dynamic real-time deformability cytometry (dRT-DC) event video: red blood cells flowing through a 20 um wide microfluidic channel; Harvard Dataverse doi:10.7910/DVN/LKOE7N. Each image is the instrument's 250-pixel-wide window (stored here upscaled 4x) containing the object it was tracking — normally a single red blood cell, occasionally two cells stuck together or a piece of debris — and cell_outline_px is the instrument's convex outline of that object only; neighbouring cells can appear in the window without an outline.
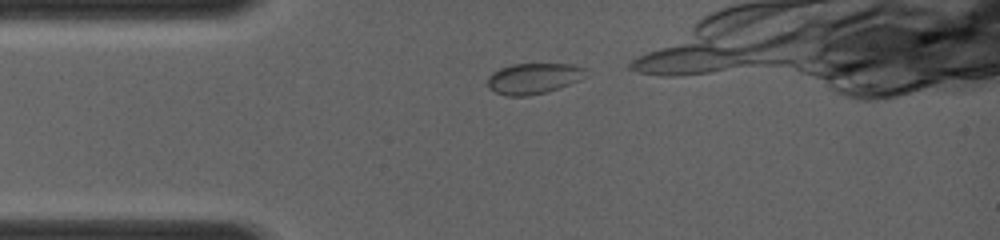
{"species": "common noctule bat (a hibernating species)", "species_latin": "Nyctalus noctula", "temperature_condition": "room temperature", "stored_images_in_passage": 6, "camera_frame_rate_fps": 4000, "um_per_image_px": 0.085, "animal": {"sex": "female", "body_mass_g": 19.0, "forearm_length_mm": 56.7}, "frame": {"image": 1, "passage_image": 1, "time_ms": 0.0, "image_size_px": [1000, 240], "cell_outline_px": [[588, 68], [580, 80], [544, 92], [528, 96], [504, 96], [488, 88], [488, 76], [492, 72], [500, 68], [512, 64], [572, 64]], "centroid_in_image_um": [45.31, 6.66], "position_along_channel_um": 39.7, "area_um2": 17.51}}